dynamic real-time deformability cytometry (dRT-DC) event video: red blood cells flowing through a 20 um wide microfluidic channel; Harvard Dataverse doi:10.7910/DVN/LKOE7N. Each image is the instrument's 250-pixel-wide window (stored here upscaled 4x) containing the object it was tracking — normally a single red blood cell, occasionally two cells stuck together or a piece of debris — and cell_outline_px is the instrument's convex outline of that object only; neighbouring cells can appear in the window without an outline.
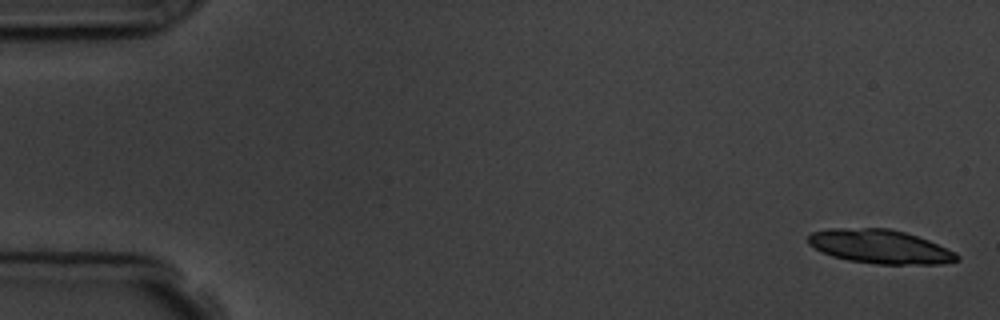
{"species": "common noctule bat (a hibernating species)", "species_latin": "Nyctalus noctula", "temperature_condition": "room temperature", "stored_images_in_passage": 5, "camera_frame_rate_fps": 3000, "um_per_image_px": 0.085, "animal": {"sex": "male", "body_mass_g": 19.5, "forearm_length_mm": 54.6}, "frame": {"image": 1, "passage_image": 1, "time_ms": 0.0, "image_size_px": [1000, 320], "cell_outline_px": [[960, 260], [940, 264], [876, 264], [848, 260], [832, 256], [808, 244], [808, 236], [812, 232], [828, 228], [888, 228], [904, 232], [928, 240], [956, 252], [960, 256]], "centroid_in_image_um": [74.81, 20.96], "position_along_channel_um": 10.2, "area_um2": 29.3}}